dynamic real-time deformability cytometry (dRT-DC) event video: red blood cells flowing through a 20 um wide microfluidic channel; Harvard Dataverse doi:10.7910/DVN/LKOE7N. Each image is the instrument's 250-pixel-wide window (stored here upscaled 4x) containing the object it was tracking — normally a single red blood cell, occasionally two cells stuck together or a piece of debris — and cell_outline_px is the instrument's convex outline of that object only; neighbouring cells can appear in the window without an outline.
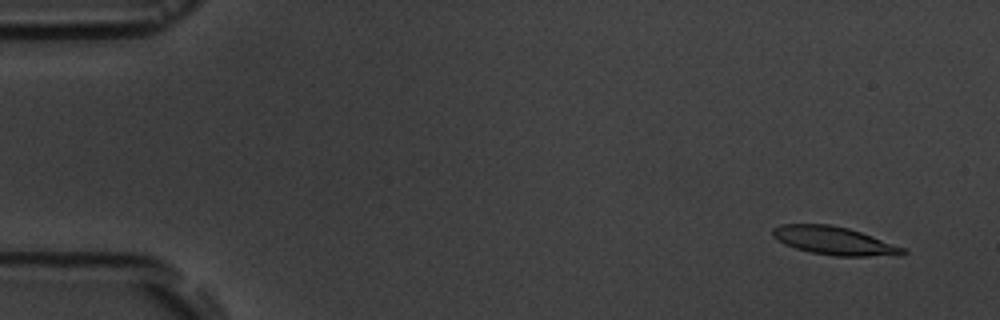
{"species": "common noctule bat (a hibernating species)", "species_latin": "Nyctalus noctula", "temperature_condition": "room temperature", "stored_images_in_passage": 5, "camera_frame_rate_fps": 3000, "um_per_image_px": 0.085, "animal": {"sex": "male", "body_mass_g": 19.5, "forearm_length_mm": 54.6}, "frame": {"image": 1, "passage_image": 1, "time_ms": 0.0, "image_size_px": [1000, 320], "cell_outline_px": [[908, 252], [904, 256], [836, 256], [812, 252], [796, 248], [784, 244], [776, 240], [772, 236], [772, 228], [780, 224], [828, 224], [848, 228], [872, 236], [904, 248]], "centroid_in_image_um": [70.91, 20.47], "position_along_channel_um": 14.1, "area_um2": 21.44}}
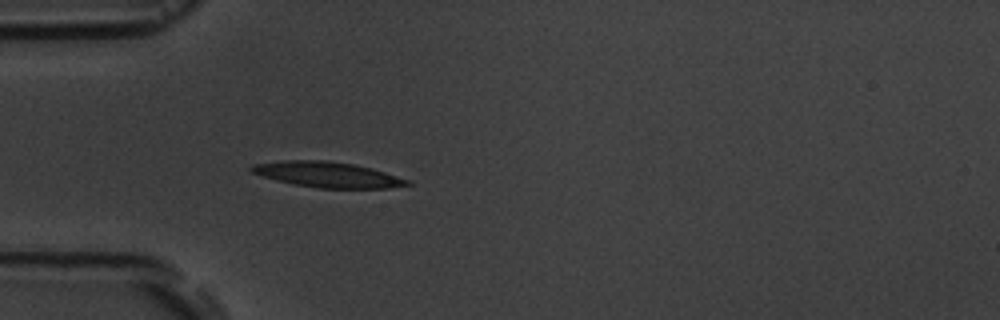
{"frame": {"image": 2, "passage_image": 5, "time_ms": 4.333, "image_size_px": [1000, 320], "cell_outline_px": [[412, 184], [388, 188], [320, 188], [292, 184], [276, 180], [252, 172], [248, 168], [252, 164], [284, 160], [324, 160], [352, 164], [372, 168], [412, 180]], "centroid_in_image_um": [27.86, 14.84], "position_along_channel_um": 57.1, "area_um2": 23.18}}